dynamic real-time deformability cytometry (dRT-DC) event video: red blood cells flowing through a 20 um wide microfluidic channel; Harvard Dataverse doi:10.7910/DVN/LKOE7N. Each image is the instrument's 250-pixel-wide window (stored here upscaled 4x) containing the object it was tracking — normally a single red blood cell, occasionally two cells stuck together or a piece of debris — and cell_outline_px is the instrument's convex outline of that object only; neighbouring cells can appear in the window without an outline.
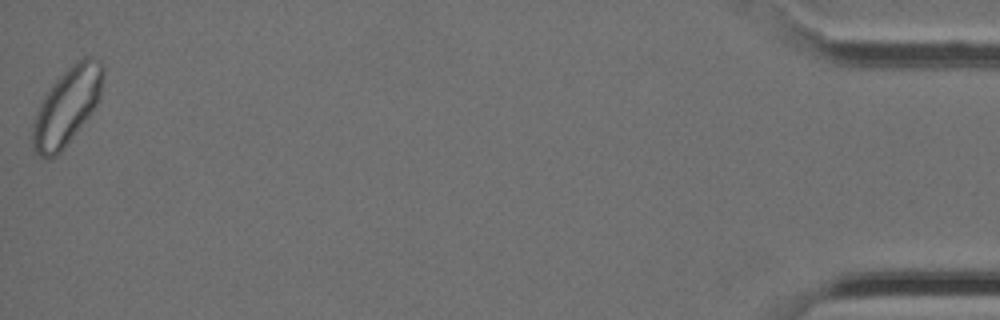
{"species": "Egyptian fruit bat (a non-hibernating species)", "species_latin": "Rousettus aegyptiacus", "temperature_condition": "cold", "stored_images_in_passage": 41, "camera_frame_rate_fps": 3000, "um_per_image_px": 0.085, "animal": {"sex": "female"}, "frame": {"image": 1, "passage_image": 41, "time_ms": 13.333, "image_size_px": [1000, 320], "cell_outline_px": [[104, 76], [100, 100], [64, 148], [56, 156], [48, 160], [44, 160], [32, 152], [32, 124], [40, 104], [44, 96], [52, 84], [72, 64], [84, 56], [92, 56], [100, 60], [104, 68]], "centroid_in_image_um": [5.68, 9.06], "position_along_channel_um": 429.5, "area_um2": 31.85}}